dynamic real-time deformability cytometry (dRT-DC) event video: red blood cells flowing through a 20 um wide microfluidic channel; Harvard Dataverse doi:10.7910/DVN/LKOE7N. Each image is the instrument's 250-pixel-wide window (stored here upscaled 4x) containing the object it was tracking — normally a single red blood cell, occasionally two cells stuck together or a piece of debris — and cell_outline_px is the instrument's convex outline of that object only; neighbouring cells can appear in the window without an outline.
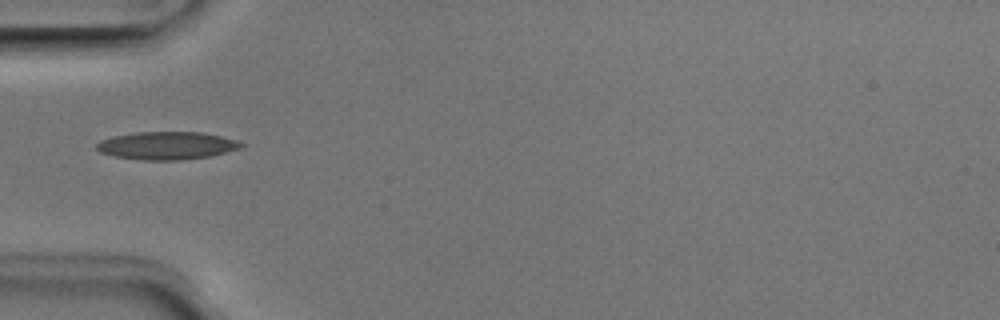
{"species": "Egyptian fruit bat (a non-hibernating species)", "species_latin": "Rousettus aegyptiacus", "temperature_condition": "room temperature", "stored_images_in_passage": 35, "camera_frame_rate_fps": 3000, "um_per_image_px": 0.085, "animal": {"sex": "male"}, "frame": {"image": 1, "passage_image": 1, "time_ms": 0.0, "image_size_px": [1000, 320], "cell_outline_px": [[244, 144], [240, 148], [212, 156], [180, 160], [140, 160], [112, 156], [100, 152], [96, 148], [96, 144], [100, 140], [112, 136], [136, 132], [204, 132], [236, 140]], "centroid_in_image_um": [14.15, 12.38], "position_along_channel_um": 70.9, "area_um2": 23.58}}
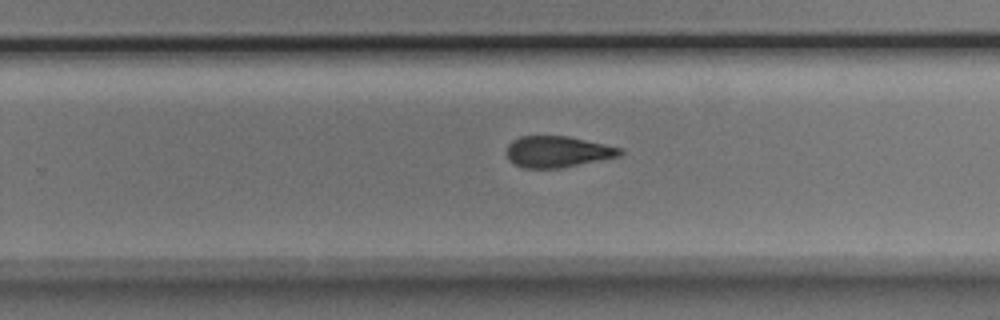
{"frame": {"image": 2, "passage_image": 17, "time_ms": 5.333, "image_size_px": [1000, 320], "cell_outline_px": [[624, 152], [620, 156], [560, 168], [524, 168], [508, 160], [508, 144], [512, 140], [520, 136], [568, 136], [624, 148]], "centroid_in_image_um": [47.42, 12.89], "position_along_channel_um": 282.4, "area_um2": 20.63}}
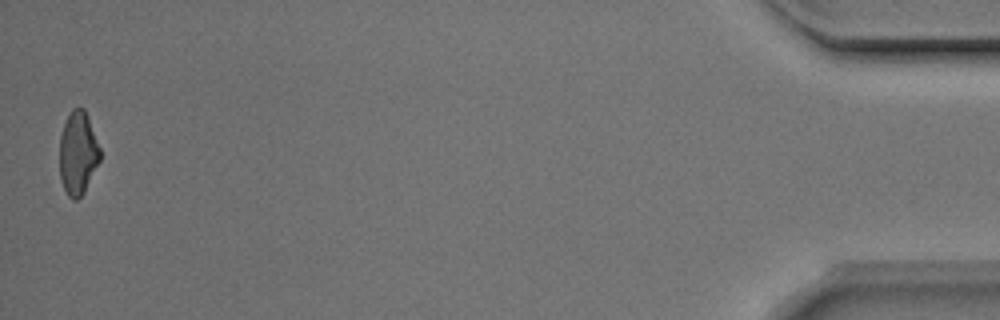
{"frame": {"image": 3, "passage_image": 35, "time_ms": 11.333, "image_size_px": [1000, 320], "cell_outline_px": [[100, 160], [84, 192], [76, 200], [72, 200], [68, 196], [60, 180], [60, 136], [64, 124], [72, 108], [84, 108], [100, 148]], "centroid_in_image_um": [6.61, 13.03], "position_along_channel_um": 428.6, "area_um2": 19.42}, "authors_computed_cell_mechanics": {"area_um2": 21.386, "velocity_mm_per_s": 3.9737, "shape_relaxation_time_tau1_ms": 3.9482, "shape_relaxation_time_tau2_ms": 2.9846, "deformation_change_tau1": 0.1336, "deformation_change_tau2": 0.1099}}